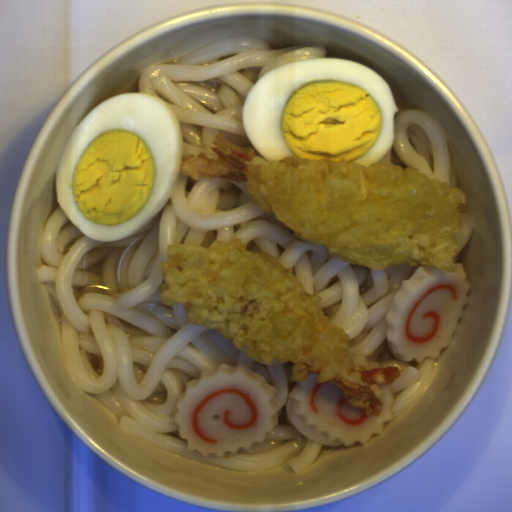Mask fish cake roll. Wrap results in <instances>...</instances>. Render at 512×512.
<instances>
[{
  "mask_svg": "<svg viewBox=\"0 0 512 512\" xmlns=\"http://www.w3.org/2000/svg\"><path fill=\"white\" fill-rule=\"evenodd\" d=\"M470 281L457 272L420 266L403 281L387 316L390 354L402 361L438 358L448 347L470 301Z\"/></svg>",
  "mask_w": 512,
  "mask_h": 512,
  "instance_id": "2",
  "label": "fish cake roll"
},
{
  "mask_svg": "<svg viewBox=\"0 0 512 512\" xmlns=\"http://www.w3.org/2000/svg\"><path fill=\"white\" fill-rule=\"evenodd\" d=\"M278 390L240 365H218L187 382L174 415L178 435L202 456L252 448L279 425Z\"/></svg>",
  "mask_w": 512,
  "mask_h": 512,
  "instance_id": "1",
  "label": "fish cake roll"
},
{
  "mask_svg": "<svg viewBox=\"0 0 512 512\" xmlns=\"http://www.w3.org/2000/svg\"><path fill=\"white\" fill-rule=\"evenodd\" d=\"M317 377L318 371L307 372V379L297 381L289 395L304 426L324 433L327 441L364 445L373 434H382L386 420H393L392 395L386 383L378 384L383 404L380 415L369 416L347 404L340 387L318 382Z\"/></svg>",
  "mask_w": 512,
  "mask_h": 512,
  "instance_id": "3",
  "label": "fish cake roll"
}]
</instances>
